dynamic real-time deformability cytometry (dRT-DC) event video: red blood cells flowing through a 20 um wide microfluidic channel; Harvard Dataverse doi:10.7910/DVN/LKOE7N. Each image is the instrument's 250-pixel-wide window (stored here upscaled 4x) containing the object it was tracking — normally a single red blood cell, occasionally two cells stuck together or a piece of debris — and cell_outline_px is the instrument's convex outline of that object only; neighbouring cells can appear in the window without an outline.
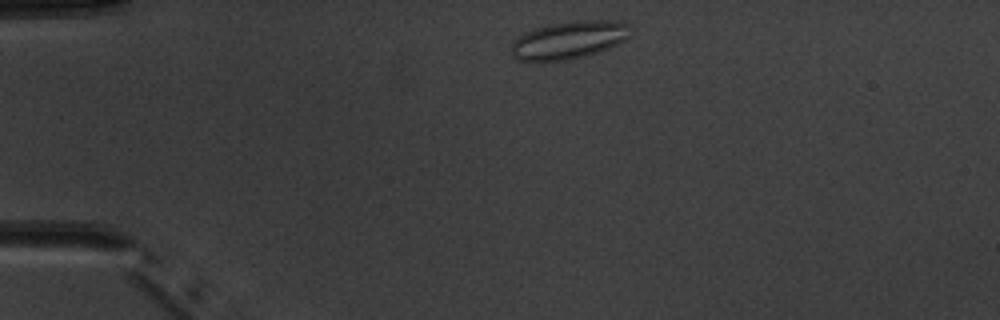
{"species": "common noctule bat (a hibernating species)", "species_latin": "Nyctalus noctula", "temperature_condition": "warm", "stored_images_in_passage": 2, "camera_frame_rate_fps": 3000, "um_per_image_px": 0.085, "animal": {"sex": "male", "body_mass_g": 20.1, "forearm_length_mm": 53.5}, "frame": {"image": 1, "passage_image": 1, "time_ms": 0.0, "image_size_px": [1000, 320], "cell_outline_px": [[628, 36], [624, 40], [608, 48], [572, 60], [516, 60], [512, 56], [512, 40], [524, 32], [536, 28], [552, 24], [580, 20], [612, 20], [628, 24]], "centroid_in_image_um": [48.31, 3.4], "position_along_channel_um": 36.7, "area_um2": 25.84}}